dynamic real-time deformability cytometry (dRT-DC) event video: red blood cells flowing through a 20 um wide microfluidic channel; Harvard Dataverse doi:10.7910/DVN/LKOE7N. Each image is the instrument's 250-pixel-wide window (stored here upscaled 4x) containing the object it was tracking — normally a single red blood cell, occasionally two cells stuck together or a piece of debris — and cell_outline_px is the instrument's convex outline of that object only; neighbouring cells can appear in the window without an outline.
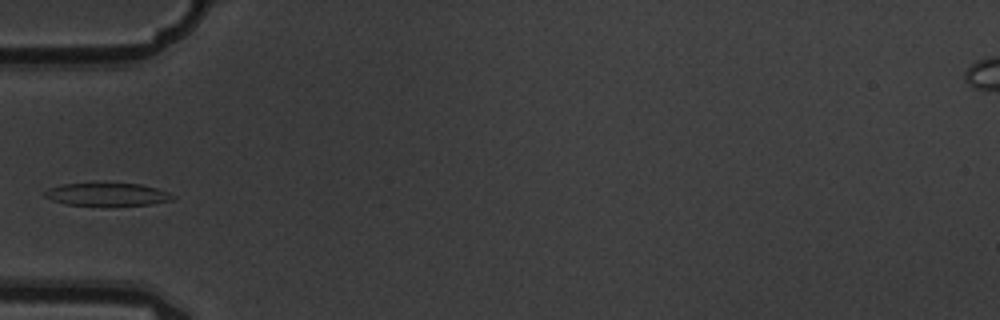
{"species": "common noctule bat (a hibernating species)", "species_latin": "Nyctalus noctula", "temperature_condition": "warm", "stored_images_in_passage": 8, "camera_frame_rate_fps": 3000, "um_per_image_px": 0.085, "animal": {"sex": "male", "body_mass_g": 19.5, "forearm_length_mm": 54.6}, "frame": {"image": 1, "passage_image": 4, "time_ms": 1.0, "image_size_px": [1000, 320], "cell_outline_px": [[176, 196], [172, 200], [148, 204], [64, 204], [52, 200], [44, 196], [44, 192], [48, 188], [64, 184], [140, 184], [156, 188], [168, 192]], "centroid_in_image_um": [9.1, 16.51], "position_along_channel_um": 75.9, "area_um2": 16.3}}
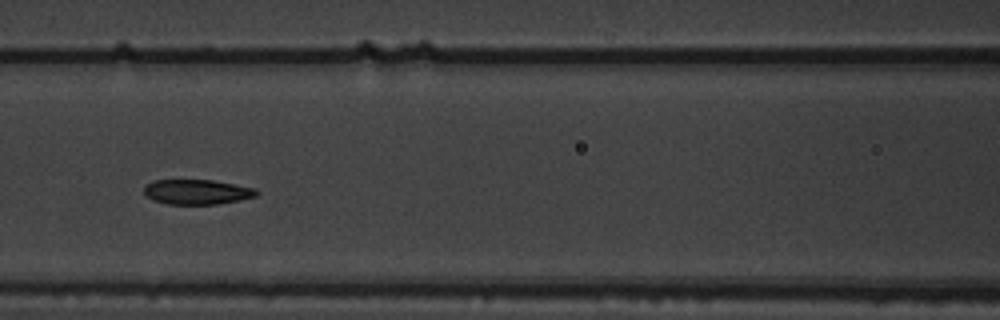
{"frame": {"image": 2, "passage_image": 6, "time_ms": 1.667, "image_size_px": [1000, 320], "cell_outline_px": [[260, 192], [256, 196], [240, 200], [216, 204], [168, 204], [152, 200], [144, 192], [144, 188], [148, 184], [156, 180], [212, 180], [256, 188]], "centroid_in_image_um": [16.78, 16.31], "position_along_channel_um": 149.8, "area_um2": 16.24}}
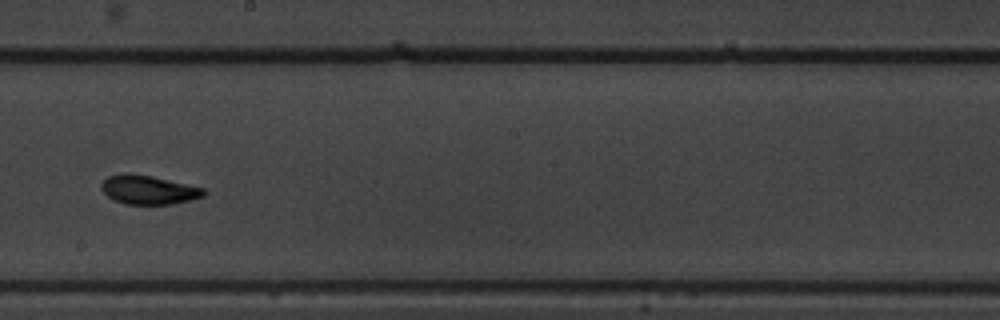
{"frame": {"image": 3, "passage_image": 8, "time_ms": 2.333, "image_size_px": [1000, 320], "cell_outline_px": [[204, 196], [192, 200], [172, 204], [124, 204], [112, 200], [100, 188], [100, 184], [108, 176], [128, 172], [152, 176], [204, 188]], "centroid_in_image_um": [12.59, 16.13], "position_along_channel_um": 235.6, "area_um2": 17.34}}